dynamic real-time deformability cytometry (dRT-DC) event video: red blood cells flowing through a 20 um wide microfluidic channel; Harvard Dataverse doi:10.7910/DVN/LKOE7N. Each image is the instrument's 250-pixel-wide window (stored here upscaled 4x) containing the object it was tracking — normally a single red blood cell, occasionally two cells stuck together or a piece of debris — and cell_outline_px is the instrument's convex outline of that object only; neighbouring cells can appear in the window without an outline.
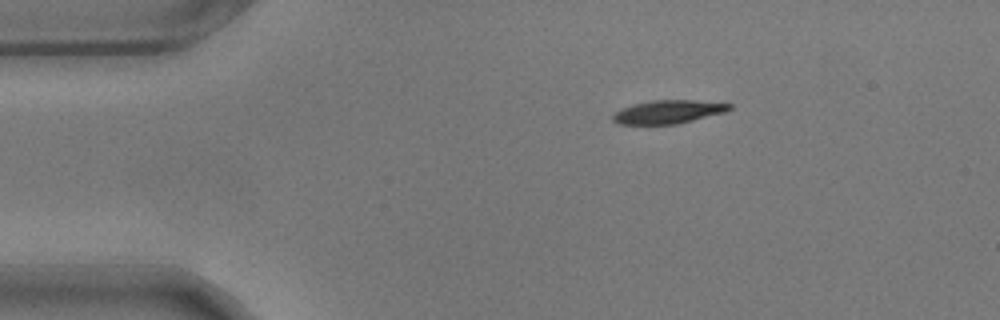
{"species": "common noctule bat (a hibernating species)", "species_latin": "Nyctalus noctula", "temperature_condition": "warm", "stored_images_in_passage": 43, "camera_frame_rate_fps": 3000, "um_per_image_px": 0.085, "animal": {"sex": "male", "body_mass_g": 17.9}, "frame": {"image": 1, "passage_image": 1, "time_ms": 0.0, "image_size_px": [1000, 320], "cell_outline_px": [[732, 108], [724, 112], [676, 124], [616, 124], [612, 120], [612, 116], [616, 112], [632, 104], [652, 100], [696, 100], [732, 104]], "centroid_in_image_um": [56.78, 9.5], "position_along_channel_um": 28.2, "area_um2": 15.72}}
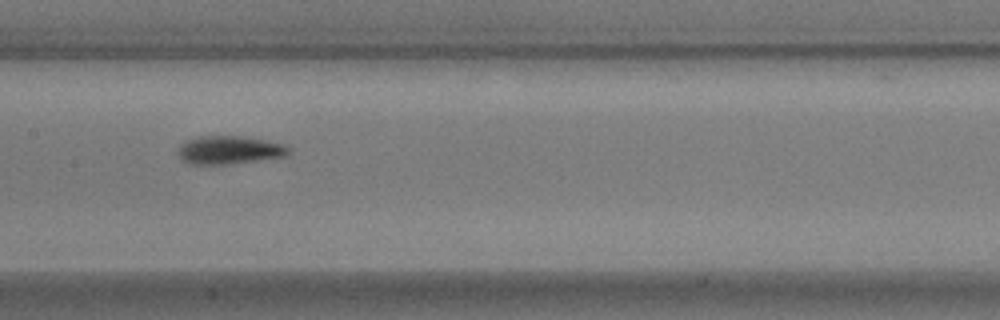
{"frame": {"image": 2, "passage_image": 19, "time_ms": 6.0, "image_size_px": [1000, 320], "cell_outline_px": [[292, 152], [288, 156], [224, 164], [192, 164], [184, 160], [180, 156], [180, 144], [196, 136], [240, 136], [264, 140], [284, 144], [292, 148]], "centroid_in_image_um": [19.56, 12.74], "position_along_channel_um": 187.8, "area_um2": 17.98}}
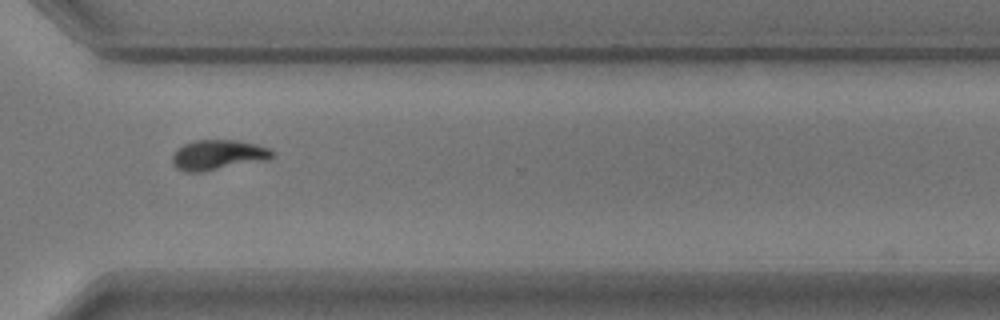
{"frame": {"image": 3, "passage_image": 33, "time_ms": 10.667, "image_size_px": [1000, 320], "cell_outline_px": [[276, 156], [268, 160], [204, 172], [184, 172], [176, 168], [172, 164], [172, 156], [176, 148], [192, 140], [236, 140], [256, 144], [272, 148], [276, 152]], "centroid_in_image_um": [18.57, 13.17], "position_along_channel_um": 352.0, "area_um2": 18.09}, "authors_computed_cell_mechanics": {"area_um2": 17.3978, "velocity_mm_per_s": 3.5259, "shape_relaxation_time_tau1_ms": 2.492, "shape_relaxation_time_tau2_ms": 2.0531, "deformation_change_tau1": 0.1395, "deformation_change_tau2": 0.0729}}